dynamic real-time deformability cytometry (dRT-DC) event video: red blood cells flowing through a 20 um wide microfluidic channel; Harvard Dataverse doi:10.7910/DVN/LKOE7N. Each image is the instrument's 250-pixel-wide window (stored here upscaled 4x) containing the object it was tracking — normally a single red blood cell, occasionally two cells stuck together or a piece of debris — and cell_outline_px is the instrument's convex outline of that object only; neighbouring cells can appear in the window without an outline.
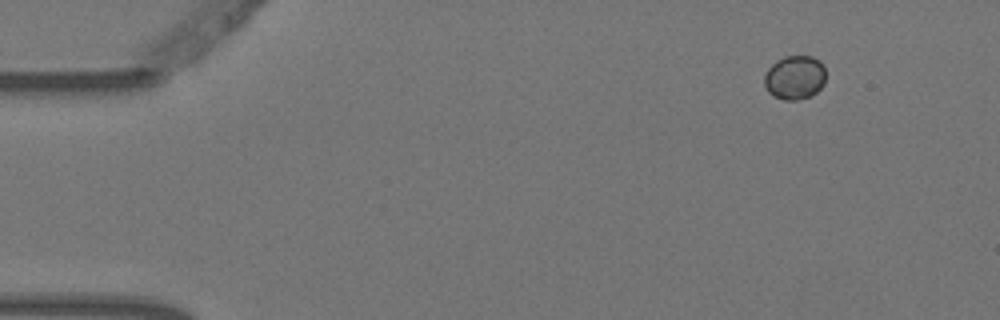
{"species": "Egyptian fruit bat (a non-hibernating species)", "species_latin": "Rousettus aegyptiacus", "temperature_condition": "warm", "stored_images_in_passage": 4, "camera_frame_rate_fps": 3000, "um_per_image_px": 0.085, "animal": {"sex": "female"}, "frame": {"image": 1, "passage_image": 1, "time_ms": 0.0, "image_size_px": [1000, 320], "cell_outline_px": [[824, 84], [812, 96], [796, 100], [784, 100], [772, 96], [768, 92], [764, 84], [764, 76], [768, 68], [776, 60], [784, 56], [812, 56], [820, 60], [824, 64]], "centroid_in_image_um": [67.54, 6.58], "position_along_channel_um": 17.5, "area_um2": 15.95}}
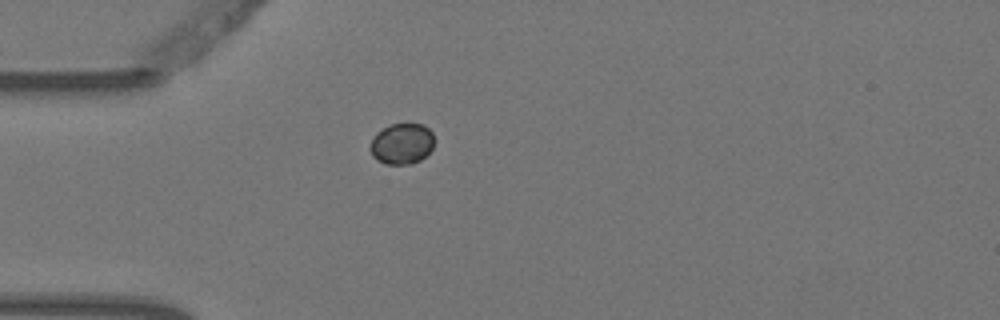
{"frame": {"image": 2, "passage_image": 4, "time_ms": 1.0, "image_size_px": [1000, 320], "cell_outline_px": [[432, 148], [420, 160], [412, 164], [384, 164], [376, 160], [372, 156], [368, 148], [376, 132], [392, 124], [424, 124], [432, 132]], "centroid_in_image_um": [34.11, 12.23], "position_along_channel_um": 50.9, "area_um2": 15.26}}